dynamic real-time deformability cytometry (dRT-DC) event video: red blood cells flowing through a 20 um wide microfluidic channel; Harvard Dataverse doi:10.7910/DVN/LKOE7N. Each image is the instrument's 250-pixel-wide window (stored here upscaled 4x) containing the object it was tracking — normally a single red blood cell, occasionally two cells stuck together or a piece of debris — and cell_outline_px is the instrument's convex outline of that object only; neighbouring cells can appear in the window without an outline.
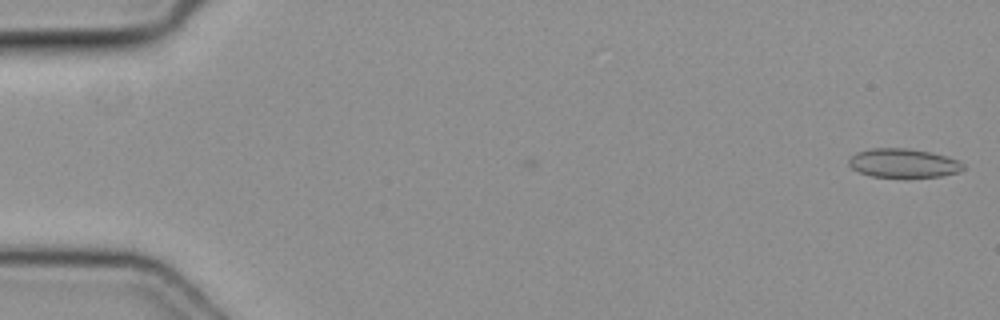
{"species": "common noctule bat (a hibernating species)", "species_latin": "Nyctalus noctula", "temperature_condition": "cold", "stored_images_in_passage": 3, "camera_frame_rate_fps": 3000, "um_per_image_px": 0.085, "animal": {"sex": "female", "body_mass_g": 19.3, "forearm_length_mm": 54.1}, "frame": {"image": 1, "passage_image": 3, "time_ms": 0.667, "image_size_px": [1000, 320], "cell_outline_px": [[964, 168], [960, 172], [940, 176], [872, 176], [860, 172], [852, 168], [848, 164], [848, 160], [856, 152], [872, 148], [904, 148], [932, 152], [956, 160], [964, 164]], "centroid_in_image_um": [76.77, 13.85], "position_along_channel_um": 8.2, "area_um2": 18.9}}